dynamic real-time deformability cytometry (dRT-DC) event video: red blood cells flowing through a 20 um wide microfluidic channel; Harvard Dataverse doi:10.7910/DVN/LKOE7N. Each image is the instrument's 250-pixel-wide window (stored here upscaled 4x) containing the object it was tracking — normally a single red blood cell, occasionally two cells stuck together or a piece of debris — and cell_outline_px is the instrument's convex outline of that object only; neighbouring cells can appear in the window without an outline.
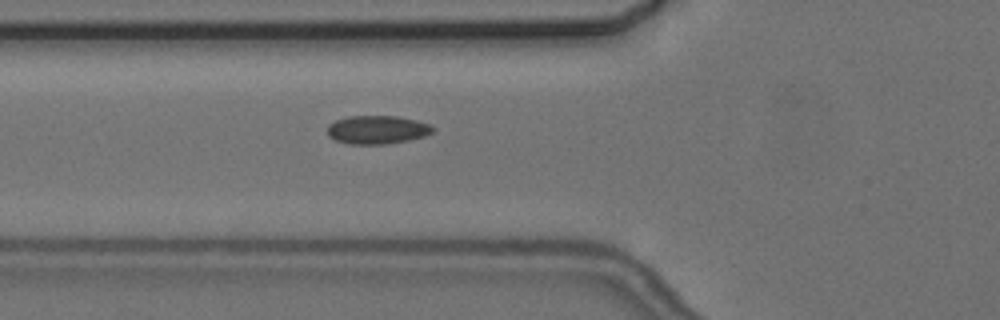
{"species": "common noctule bat (a hibernating species)", "species_latin": "Nyctalus noctula", "temperature_condition": "cold", "stored_images_in_passage": 2, "camera_frame_rate_fps": 3000, "um_per_image_px": 0.085, "animal": {"sex": "female", "body_mass_g": 24.6, "forearm_length_mm": 56.2}, "frame": {"image": 1, "passage_image": 2, "time_ms": 1.0, "image_size_px": [1000, 320], "cell_outline_px": [[436, 128], [432, 132], [424, 136], [408, 140], [384, 144], [348, 144], [336, 140], [328, 136], [328, 124], [336, 120], [348, 116], [396, 116], [416, 120], [428, 124]], "centroid_in_image_um": [32.05, 11.02], "position_along_channel_um": 93.8, "area_um2": 17.4}}